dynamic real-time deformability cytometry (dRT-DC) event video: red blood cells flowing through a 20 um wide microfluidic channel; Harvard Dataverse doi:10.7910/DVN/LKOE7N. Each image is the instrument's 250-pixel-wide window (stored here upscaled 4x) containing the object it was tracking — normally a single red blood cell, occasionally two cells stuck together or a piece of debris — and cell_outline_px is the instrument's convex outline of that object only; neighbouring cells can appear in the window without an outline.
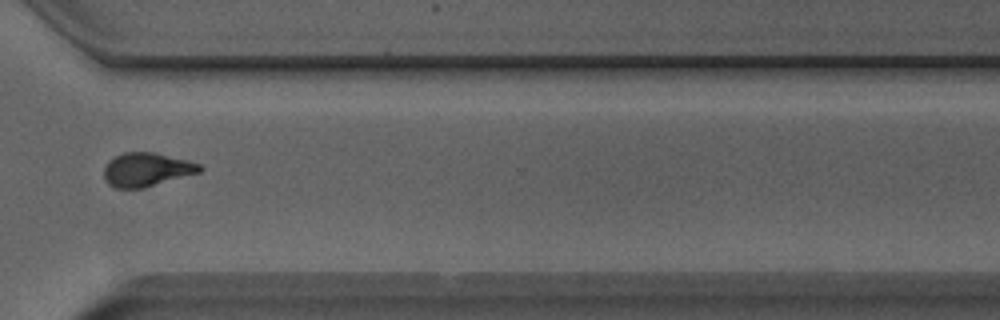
{"species": "Egyptian fruit bat (a non-hibernating species)", "species_latin": "Rousettus aegyptiacus", "temperature_condition": "room temperature", "stored_images_in_passage": 33, "camera_frame_rate_fps": 3000, "um_per_image_px": 0.085, "animal": {"sex": "male"}, "frame": {"image": 1, "passage_image": 24, "time_ms": 7.667, "image_size_px": [1000, 320], "cell_outline_px": [[204, 168], [200, 172], [144, 188], [116, 188], [108, 184], [104, 176], [104, 168], [108, 160], [124, 152], [152, 152], [188, 160], [200, 164]], "centroid_in_image_um": [12.46, 14.41], "position_along_channel_um": 358.1, "area_um2": 18.79}, "authors_computed_cell_mechanics": {"area_um2": 18.6116, "velocity_mm_per_s": 3.9858, "shape_relaxation_time_tau1_ms": 3.0824, "shape_relaxation_time_tau2_ms": 1.3988, "deformation_change_tau1": 0.1557, "deformation_change_tau2": 0.0781}}